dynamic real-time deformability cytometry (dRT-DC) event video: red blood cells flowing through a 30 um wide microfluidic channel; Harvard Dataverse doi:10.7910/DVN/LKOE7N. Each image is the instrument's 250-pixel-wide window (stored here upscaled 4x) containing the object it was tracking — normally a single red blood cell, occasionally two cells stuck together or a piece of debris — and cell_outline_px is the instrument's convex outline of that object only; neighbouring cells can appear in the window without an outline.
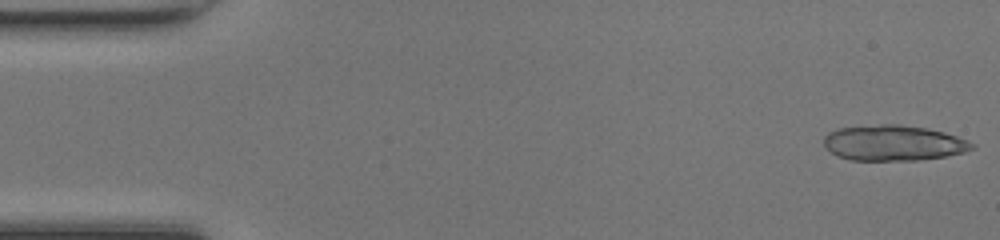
{"species": "common noctule bat (a hibernating species)", "species_latin": "Nyctalus noctula", "temperature_condition": "room temperature", "stored_images_in_passage": 18, "camera_frame_rate_fps": 3000, "um_per_image_px": 0.085, "animal": {"sex": "female", "body_mass_g": 17.0, "forearm_length_mm": 48.0}, "frame": {"image": 1, "passage_image": 1, "time_ms": 0.0, "image_size_px": [1000, 240], "cell_outline_px": [[976, 148], [964, 152], [944, 156], [920, 160], [852, 160], [836, 156], [824, 144], [824, 136], [828, 132], [840, 128], [880, 124], [900, 124], [924, 128], [944, 132], [968, 140], [976, 144]], "centroid_in_image_um": [75.96, 12.15], "position_along_channel_um": 9.0, "area_um2": 30.63}}